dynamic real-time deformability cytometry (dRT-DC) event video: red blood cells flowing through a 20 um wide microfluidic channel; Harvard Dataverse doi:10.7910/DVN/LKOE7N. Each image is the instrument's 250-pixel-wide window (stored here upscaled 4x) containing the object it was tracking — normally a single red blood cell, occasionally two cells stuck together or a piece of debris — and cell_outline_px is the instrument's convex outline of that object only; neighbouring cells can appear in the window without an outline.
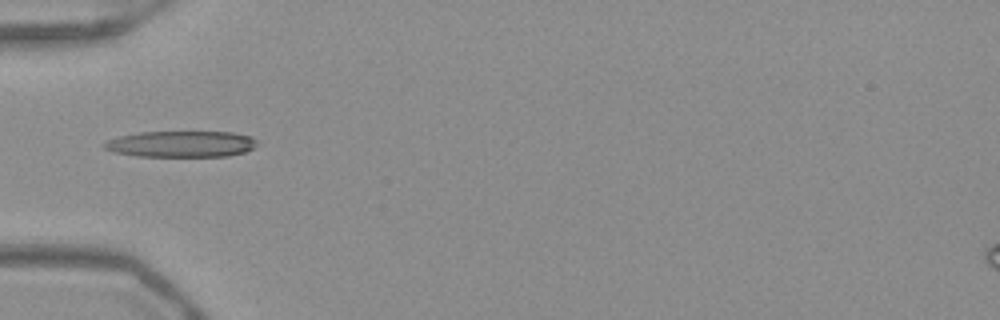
{"species": "Egyptian fruit bat (a non-hibernating species)", "species_latin": "Rousettus aegyptiacus", "temperature_condition": "warm", "stored_images_in_passage": 35, "camera_frame_rate_fps": 3000, "um_per_image_px": 0.085, "frame": {"image": 1, "passage_image": 1, "time_ms": 0.0, "image_size_px": [1000, 320], "cell_outline_px": [[256, 144], [252, 148], [244, 152], [228, 156], [136, 156], [112, 152], [104, 148], [100, 144], [108, 140], [120, 136], [140, 132], [232, 132], [252, 136], [256, 140]], "centroid_in_image_um": [15.37, 12.24], "position_along_channel_um": 69.6, "area_um2": 23.35}}
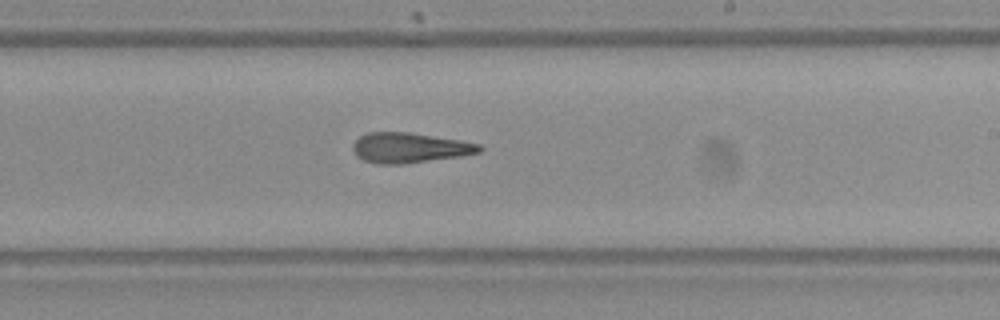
{"frame": {"image": 2, "passage_image": 15, "time_ms": 4.667, "image_size_px": [1000, 320], "cell_outline_px": [[484, 148], [480, 152], [460, 156], [408, 164], [376, 164], [364, 160], [356, 156], [352, 148], [352, 144], [360, 136], [368, 132], [408, 132], [460, 140], [480, 144]], "centroid_in_image_um": [34.8, 12.57], "position_along_channel_um": 254.2, "area_um2": 22.37}}
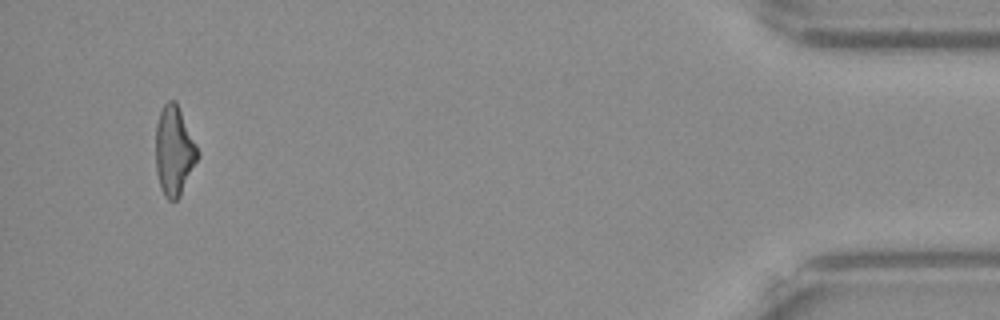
{"frame": {"image": 3, "passage_image": 33, "time_ms": 10.667, "image_size_px": [1000, 320], "cell_outline_px": [[200, 156], [180, 196], [176, 200], [168, 200], [164, 196], [160, 188], [156, 172], [156, 124], [160, 112], [164, 104], [168, 100], [176, 100], [200, 152]], "centroid_in_image_um": [14.81, 12.83], "position_along_channel_um": 420.4, "area_um2": 22.08}, "authors_computed_cell_mechanics": {"area_um2": 22.4842, "velocity_mm_per_s": 3.9503, "shape_relaxation_time_tau1_ms": null, "shape_relaxation_time_tau2_ms": 3.7865, "deformation_change_tau1": null, "deformation_change_tau2": 0.1653}}